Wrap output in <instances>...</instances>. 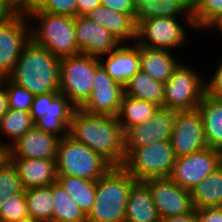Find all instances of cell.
<instances>
[{
    "label": "cell",
    "instance_id": "obj_12",
    "mask_svg": "<svg viewBox=\"0 0 222 222\" xmlns=\"http://www.w3.org/2000/svg\"><path fill=\"white\" fill-rule=\"evenodd\" d=\"M182 111L179 108L159 107L148 121L130 127L124 133L125 147H144L170 141L172 129Z\"/></svg>",
    "mask_w": 222,
    "mask_h": 222
},
{
    "label": "cell",
    "instance_id": "obj_28",
    "mask_svg": "<svg viewBox=\"0 0 222 222\" xmlns=\"http://www.w3.org/2000/svg\"><path fill=\"white\" fill-rule=\"evenodd\" d=\"M190 192L195 210L222 206V164Z\"/></svg>",
    "mask_w": 222,
    "mask_h": 222
},
{
    "label": "cell",
    "instance_id": "obj_48",
    "mask_svg": "<svg viewBox=\"0 0 222 222\" xmlns=\"http://www.w3.org/2000/svg\"><path fill=\"white\" fill-rule=\"evenodd\" d=\"M6 157V148L0 145V163L4 160Z\"/></svg>",
    "mask_w": 222,
    "mask_h": 222
},
{
    "label": "cell",
    "instance_id": "obj_24",
    "mask_svg": "<svg viewBox=\"0 0 222 222\" xmlns=\"http://www.w3.org/2000/svg\"><path fill=\"white\" fill-rule=\"evenodd\" d=\"M124 222H161L150 190L142 181L129 191Z\"/></svg>",
    "mask_w": 222,
    "mask_h": 222
},
{
    "label": "cell",
    "instance_id": "obj_30",
    "mask_svg": "<svg viewBox=\"0 0 222 222\" xmlns=\"http://www.w3.org/2000/svg\"><path fill=\"white\" fill-rule=\"evenodd\" d=\"M52 222H87L86 215L56 181L52 183Z\"/></svg>",
    "mask_w": 222,
    "mask_h": 222
},
{
    "label": "cell",
    "instance_id": "obj_6",
    "mask_svg": "<svg viewBox=\"0 0 222 222\" xmlns=\"http://www.w3.org/2000/svg\"><path fill=\"white\" fill-rule=\"evenodd\" d=\"M122 167L137 181L170 177L176 156L170 141L144 147H125Z\"/></svg>",
    "mask_w": 222,
    "mask_h": 222
},
{
    "label": "cell",
    "instance_id": "obj_7",
    "mask_svg": "<svg viewBox=\"0 0 222 222\" xmlns=\"http://www.w3.org/2000/svg\"><path fill=\"white\" fill-rule=\"evenodd\" d=\"M99 58L83 53L60 59L59 92L76 107L89 99Z\"/></svg>",
    "mask_w": 222,
    "mask_h": 222
},
{
    "label": "cell",
    "instance_id": "obj_44",
    "mask_svg": "<svg viewBox=\"0 0 222 222\" xmlns=\"http://www.w3.org/2000/svg\"><path fill=\"white\" fill-rule=\"evenodd\" d=\"M46 0H22V6L17 10L21 13H28L38 9Z\"/></svg>",
    "mask_w": 222,
    "mask_h": 222
},
{
    "label": "cell",
    "instance_id": "obj_47",
    "mask_svg": "<svg viewBox=\"0 0 222 222\" xmlns=\"http://www.w3.org/2000/svg\"><path fill=\"white\" fill-rule=\"evenodd\" d=\"M15 222H43V221L36 220L35 218L28 215L27 217L21 218Z\"/></svg>",
    "mask_w": 222,
    "mask_h": 222
},
{
    "label": "cell",
    "instance_id": "obj_27",
    "mask_svg": "<svg viewBox=\"0 0 222 222\" xmlns=\"http://www.w3.org/2000/svg\"><path fill=\"white\" fill-rule=\"evenodd\" d=\"M124 94L138 100L152 102L159 107L164 106V84L141 70L124 86Z\"/></svg>",
    "mask_w": 222,
    "mask_h": 222
},
{
    "label": "cell",
    "instance_id": "obj_33",
    "mask_svg": "<svg viewBox=\"0 0 222 222\" xmlns=\"http://www.w3.org/2000/svg\"><path fill=\"white\" fill-rule=\"evenodd\" d=\"M28 215L36 220L52 222V184L25 189Z\"/></svg>",
    "mask_w": 222,
    "mask_h": 222
},
{
    "label": "cell",
    "instance_id": "obj_16",
    "mask_svg": "<svg viewBox=\"0 0 222 222\" xmlns=\"http://www.w3.org/2000/svg\"><path fill=\"white\" fill-rule=\"evenodd\" d=\"M75 36L81 53L100 58L121 43L104 27L86 16H75Z\"/></svg>",
    "mask_w": 222,
    "mask_h": 222
},
{
    "label": "cell",
    "instance_id": "obj_32",
    "mask_svg": "<svg viewBox=\"0 0 222 222\" xmlns=\"http://www.w3.org/2000/svg\"><path fill=\"white\" fill-rule=\"evenodd\" d=\"M191 15L195 29L215 31L222 22V0H191Z\"/></svg>",
    "mask_w": 222,
    "mask_h": 222
},
{
    "label": "cell",
    "instance_id": "obj_2",
    "mask_svg": "<svg viewBox=\"0 0 222 222\" xmlns=\"http://www.w3.org/2000/svg\"><path fill=\"white\" fill-rule=\"evenodd\" d=\"M8 78L34 95L59 92L60 58L30 40Z\"/></svg>",
    "mask_w": 222,
    "mask_h": 222
},
{
    "label": "cell",
    "instance_id": "obj_21",
    "mask_svg": "<svg viewBox=\"0 0 222 222\" xmlns=\"http://www.w3.org/2000/svg\"><path fill=\"white\" fill-rule=\"evenodd\" d=\"M179 16L185 18L184 21L189 24L190 29H195L191 15V0H136V24L148 18Z\"/></svg>",
    "mask_w": 222,
    "mask_h": 222
},
{
    "label": "cell",
    "instance_id": "obj_19",
    "mask_svg": "<svg viewBox=\"0 0 222 222\" xmlns=\"http://www.w3.org/2000/svg\"><path fill=\"white\" fill-rule=\"evenodd\" d=\"M7 158L14 165L24 190L50 186L56 182L55 159Z\"/></svg>",
    "mask_w": 222,
    "mask_h": 222
},
{
    "label": "cell",
    "instance_id": "obj_43",
    "mask_svg": "<svg viewBox=\"0 0 222 222\" xmlns=\"http://www.w3.org/2000/svg\"><path fill=\"white\" fill-rule=\"evenodd\" d=\"M8 109L7 90L5 88V83L0 79V119L6 114Z\"/></svg>",
    "mask_w": 222,
    "mask_h": 222
},
{
    "label": "cell",
    "instance_id": "obj_13",
    "mask_svg": "<svg viewBox=\"0 0 222 222\" xmlns=\"http://www.w3.org/2000/svg\"><path fill=\"white\" fill-rule=\"evenodd\" d=\"M142 182L150 190L161 218L182 216L195 210L191 192L180 187L170 177L149 178Z\"/></svg>",
    "mask_w": 222,
    "mask_h": 222
},
{
    "label": "cell",
    "instance_id": "obj_26",
    "mask_svg": "<svg viewBox=\"0 0 222 222\" xmlns=\"http://www.w3.org/2000/svg\"><path fill=\"white\" fill-rule=\"evenodd\" d=\"M158 109L159 106L152 102L138 100L124 94L116 117L125 133L130 127L148 121Z\"/></svg>",
    "mask_w": 222,
    "mask_h": 222
},
{
    "label": "cell",
    "instance_id": "obj_18",
    "mask_svg": "<svg viewBox=\"0 0 222 222\" xmlns=\"http://www.w3.org/2000/svg\"><path fill=\"white\" fill-rule=\"evenodd\" d=\"M99 61L107 74L124 87L140 71L139 45L136 42L120 44Z\"/></svg>",
    "mask_w": 222,
    "mask_h": 222
},
{
    "label": "cell",
    "instance_id": "obj_15",
    "mask_svg": "<svg viewBox=\"0 0 222 222\" xmlns=\"http://www.w3.org/2000/svg\"><path fill=\"white\" fill-rule=\"evenodd\" d=\"M176 158L198 152L207 147L203 121L198 109L183 110L170 137Z\"/></svg>",
    "mask_w": 222,
    "mask_h": 222
},
{
    "label": "cell",
    "instance_id": "obj_37",
    "mask_svg": "<svg viewBox=\"0 0 222 222\" xmlns=\"http://www.w3.org/2000/svg\"><path fill=\"white\" fill-rule=\"evenodd\" d=\"M37 10L53 14L77 16L76 0H46Z\"/></svg>",
    "mask_w": 222,
    "mask_h": 222
},
{
    "label": "cell",
    "instance_id": "obj_46",
    "mask_svg": "<svg viewBox=\"0 0 222 222\" xmlns=\"http://www.w3.org/2000/svg\"><path fill=\"white\" fill-rule=\"evenodd\" d=\"M22 6V0H0V11H17Z\"/></svg>",
    "mask_w": 222,
    "mask_h": 222
},
{
    "label": "cell",
    "instance_id": "obj_8",
    "mask_svg": "<svg viewBox=\"0 0 222 222\" xmlns=\"http://www.w3.org/2000/svg\"><path fill=\"white\" fill-rule=\"evenodd\" d=\"M20 11H0V79L8 77L29 43L30 25Z\"/></svg>",
    "mask_w": 222,
    "mask_h": 222
},
{
    "label": "cell",
    "instance_id": "obj_20",
    "mask_svg": "<svg viewBox=\"0 0 222 222\" xmlns=\"http://www.w3.org/2000/svg\"><path fill=\"white\" fill-rule=\"evenodd\" d=\"M86 17L108 30L121 44L136 42L137 24L131 15L100 5Z\"/></svg>",
    "mask_w": 222,
    "mask_h": 222
},
{
    "label": "cell",
    "instance_id": "obj_49",
    "mask_svg": "<svg viewBox=\"0 0 222 222\" xmlns=\"http://www.w3.org/2000/svg\"><path fill=\"white\" fill-rule=\"evenodd\" d=\"M215 30L220 31V33H222V22L219 24V26ZM220 35H222V34H220Z\"/></svg>",
    "mask_w": 222,
    "mask_h": 222
},
{
    "label": "cell",
    "instance_id": "obj_14",
    "mask_svg": "<svg viewBox=\"0 0 222 222\" xmlns=\"http://www.w3.org/2000/svg\"><path fill=\"white\" fill-rule=\"evenodd\" d=\"M123 95L124 87L114 81L99 62L96 65L90 97L81 109L89 114L116 116Z\"/></svg>",
    "mask_w": 222,
    "mask_h": 222
},
{
    "label": "cell",
    "instance_id": "obj_42",
    "mask_svg": "<svg viewBox=\"0 0 222 222\" xmlns=\"http://www.w3.org/2000/svg\"><path fill=\"white\" fill-rule=\"evenodd\" d=\"M101 5V0H76L77 16H86Z\"/></svg>",
    "mask_w": 222,
    "mask_h": 222
},
{
    "label": "cell",
    "instance_id": "obj_41",
    "mask_svg": "<svg viewBox=\"0 0 222 222\" xmlns=\"http://www.w3.org/2000/svg\"><path fill=\"white\" fill-rule=\"evenodd\" d=\"M198 222H222V206L196 209Z\"/></svg>",
    "mask_w": 222,
    "mask_h": 222
},
{
    "label": "cell",
    "instance_id": "obj_34",
    "mask_svg": "<svg viewBox=\"0 0 222 222\" xmlns=\"http://www.w3.org/2000/svg\"><path fill=\"white\" fill-rule=\"evenodd\" d=\"M23 190L14 165L5 157L0 163V205L5 198L11 197Z\"/></svg>",
    "mask_w": 222,
    "mask_h": 222
},
{
    "label": "cell",
    "instance_id": "obj_35",
    "mask_svg": "<svg viewBox=\"0 0 222 222\" xmlns=\"http://www.w3.org/2000/svg\"><path fill=\"white\" fill-rule=\"evenodd\" d=\"M27 216L28 211L25 190L12 195L11 197L5 198L0 205L1 222H15Z\"/></svg>",
    "mask_w": 222,
    "mask_h": 222
},
{
    "label": "cell",
    "instance_id": "obj_36",
    "mask_svg": "<svg viewBox=\"0 0 222 222\" xmlns=\"http://www.w3.org/2000/svg\"><path fill=\"white\" fill-rule=\"evenodd\" d=\"M5 83L9 109L30 111L35 95L8 77L1 79Z\"/></svg>",
    "mask_w": 222,
    "mask_h": 222
},
{
    "label": "cell",
    "instance_id": "obj_9",
    "mask_svg": "<svg viewBox=\"0 0 222 222\" xmlns=\"http://www.w3.org/2000/svg\"><path fill=\"white\" fill-rule=\"evenodd\" d=\"M187 66L181 62L164 84V107L194 110L206 93V79Z\"/></svg>",
    "mask_w": 222,
    "mask_h": 222
},
{
    "label": "cell",
    "instance_id": "obj_38",
    "mask_svg": "<svg viewBox=\"0 0 222 222\" xmlns=\"http://www.w3.org/2000/svg\"><path fill=\"white\" fill-rule=\"evenodd\" d=\"M59 93L60 92H49L35 95L30 109L34 123L47 113L48 102H52Z\"/></svg>",
    "mask_w": 222,
    "mask_h": 222
},
{
    "label": "cell",
    "instance_id": "obj_10",
    "mask_svg": "<svg viewBox=\"0 0 222 222\" xmlns=\"http://www.w3.org/2000/svg\"><path fill=\"white\" fill-rule=\"evenodd\" d=\"M180 22L176 17H154L141 20L137 24L136 43L143 47L169 51L183 47L184 44L187 45L189 38L186 27Z\"/></svg>",
    "mask_w": 222,
    "mask_h": 222
},
{
    "label": "cell",
    "instance_id": "obj_3",
    "mask_svg": "<svg viewBox=\"0 0 222 222\" xmlns=\"http://www.w3.org/2000/svg\"><path fill=\"white\" fill-rule=\"evenodd\" d=\"M26 15L33 43L46 48L60 59L81 53L76 42L75 17L37 9Z\"/></svg>",
    "mask_w": 222,
    "mask_h": 222
},
{
    "label": "cell",
    "instance_id": "obj_25",
    "mask_svg": "<svg viewBox=\"0 0 222 222\" xmlns=\"http://www.w3.org/2000/svg\"><path fill=\"white\" fill-rule=\"evenodd\" d=\"M197 109L203 121L207 147L222 151V99L205 93Z\"/></svg>",
    "mask_w": 222,
    "mask_h": 222
},
{
    "label": "cell",
    "instance_id": "obj_45",
    "mask_svg": "<svg viewBox=\"0 0 222 222\" xmlns=\"http://www.w3.org/2000/svg\"><path fill=\"white\" fill-rule=\"evenodd\" d=\"M161 222H198L196 218V211L194 210L190 214L182 216H172L167 218H161Z\"/></svg>",
    "mask_w": 222,
    "mask_h": 222
},
{
    "label": "cell",
    "instance_id": "obj_29",
    "mask_svg": "<svg viewBox=\"0 0 222 222\" xmlns=\"http://www.w3.org/2000/svg\"><path fill=\"white\" fill-rule=\"evenodd\" d=\"M56 181L87 216L95 201L96 181L70 175H57Z\"/></svg>",
    "mask_w": 222,
    "mask_h": 222
},
{
    "label": "cell",
    "instance_id": "obj_40",
    "mask_svg": "<svg viewBox=\"0 0 222 222\" xmlns=\"http://www.w3.org/2000/svg\"><path fill=\"white\" fill-rule=\"evenodd\" d=\"M101 5L131 15L135 19L136 0H101Z\"/></svg>",
    "mask_w": 222,
    "mask_h": 222
},
{
    "label": "cell",
    "instance_id": "obj_23",
    "mask_svg": "<svg viewBox=\"0 0 222 222\" xmlns=\"http://www.w3.org/2000/svg\"><path fill=\"white\" fill-rule=\"evenodd\" d=\"M171 52L139 45L140 70L156 81L165 84L181 64Z\"/></svg>",
    "mask_w": 222,
    "mask_h": 222
},
{
    "label": "cell",
    "instance_id": "obj_4",
    "mask_svg": "<svg viewBox=\"0 0 222 222\" xmlns=\"http://www.w3.org/2000/svg\"><path fill=\"white\" fill-rule=\"evenodd\" d=\"M137 182L122 166H112L96 181V196L87 222H124L128 194Z\"/></svg>",
    "mask_w": 222,
    "mask_h": 222
},
{
    "label": "cell",
    "instance_id": "obj_31",
    "mask_svg": "<svg viewBox=\"0 0 222 222\" xmlns=\"http://www.w3.org/2000/svg\"><path fill=\"white\" fill-rule=\"evenodd\" d=\"M33 127L34 121L30 111L8 109L6 114L0 119V136H6L10 140L6 143L0 140V145L7 148Z\"/></svg>",
    "mask_w": 222,
    "mask_h": 222
},
{
    "label": "cell",
    "instance_id": "obj_22",
    "mask_svg": "<svg viewBox=\"0 0 222 222\" xmlns=\"http://www.w3.org/2000/svg\"><path fill=\"white\" fill-rule=\"evenodd\" d=\"M75 109L70 100L59 93L52 102H48L47 113L38 119L34 126L61 139L68 135L71 116Z\"/></svg>",
    "mask_w": 222,
    "mask_h": 222
},
{
    "label": "cell",
    "instance_id": "obj_11",
    "mask_svg": "<svg viewBox=\"0 0 222 222\" xmlns=\"http://www.w3.org/2000/svg\"><path fill=\"white\" fill-rule=\"evenodd\" d=\"M222 164V151L206 147L198 152L176 158L170 178L191 191Z\"/></svg>",
    "mask_w": 222,
    "mask_h": 222
},
{
    "label": "cell",
    "instance_id": "obj_1",
    "mask_svg": "<svg viewBox=\"0 0 222 222\" xmlns=\"http://www.w3.org/2000/svg\"><path fill=\"white\" fill-rule=\"evenodd\" d=\"M68 135L101 155L112 166H122L126 158L124 131L116 116L97 115L76 108Z\"/></svg>",
    "mask_w": 222,
    "mask_h": 222
},
{
    "label": "cell",
    "instance_id": "obj_39",
    "mask_svg": "<svg viewBox=\"0 0 222 222\" xmlns=\"http://www.w3.org/2000/svg\"><path fill=\"white\" fill-rule=\"evenodd\" d=\"M222 59V58H221ZM215 69L214 74L205 81L206 94L213 98L222 99V60Z\"/></svg>",
    "mask_w": 222,
    "mask_h": 222
},
{
    "label": "cell",
    "instance_id": "obj_5",
    "mask_svg": "<svg viewBox=\"0 0 222 222\" xmlns=\"http://www.w3.org/2000/svg\"><path fill=\"white\" fill-rule=\"evenodd\" d=\"M55 165L57 175L92 181H97L112 167L101 155L69 135L58 141Z\"/></svg>",
    "mask_w": 222,
    "mask_h": 222
},
{
    "label": "cell",
    "instance_id": "obj_17",
    "mask_svg": "<svg viewBox=\"0 0 222 222\" xmlns=\"http://www.w3.org/2000/svg\"><path fill=\"white\" fill-rule=\"evenodd\" d=\"M59 138L35 126L6 148V157L56 159Z\"/></svg>",
    "mask_w": 222,
    "mask_h": 222
}]
</instances>
